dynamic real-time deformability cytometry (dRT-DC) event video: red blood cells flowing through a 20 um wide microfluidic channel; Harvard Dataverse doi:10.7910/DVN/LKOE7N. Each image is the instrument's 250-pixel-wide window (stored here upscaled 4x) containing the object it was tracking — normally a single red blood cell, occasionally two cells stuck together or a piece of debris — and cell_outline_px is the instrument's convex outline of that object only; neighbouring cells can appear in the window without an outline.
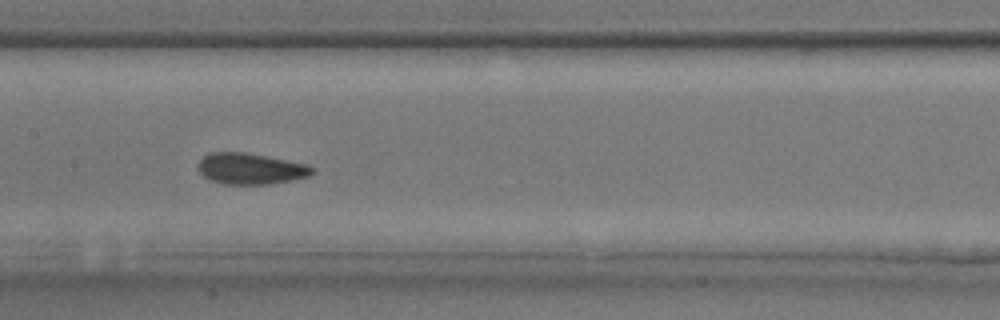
{"species": "common noctule bat (a hibernating species)", "species_latin": "Nyctalus noctula", "temperature_condition": "room temperature", "stored_images_in_passage": 29, "camera_frame_rate_fps": 3000, "um_per_image_px": 0.085, "animal": {"sex": "male", "body_mass_g": 17.9, "forearm_length_mm": 54.2}, "frame": {"image": 1, "passage_image": 13, "time_ms": 4.0, "image_size_px": [1000, 320], "cell_outline_px": [[316, 172], [308, 176], [292, 180], [268, 184], [224, 184], [208, 180], [196, 168], [196, 164], [208, 152], [244, 152], [308, 164], [316, 168]], "centroid_in_image_um": [21.28, 14.34], "position_along_channel_um": 186.1, "area_um2": 20.92}}
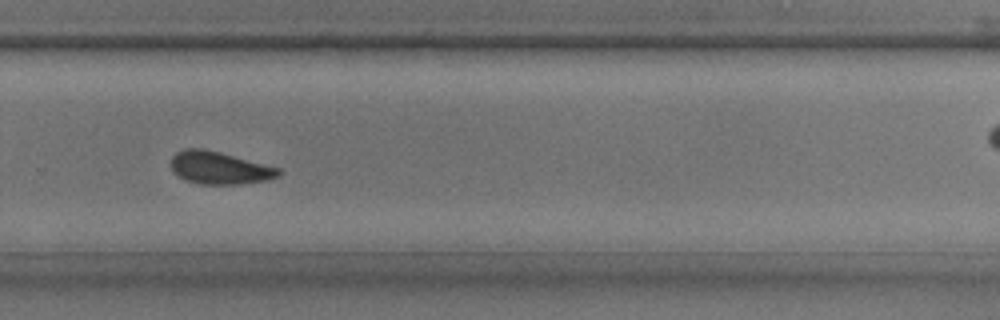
{"frame": {"image": 2, "passage_image": 20, "time_ms": 6.333, "image_size_px": [1000, 320], "cell_outline_px": [[280, 176], [268, 180], [236, 184], [200, 184], [184, 180], [172, 172], [172, 156], [176, 152], [184, 148], [204, 148], [220, 152], [280, 168]], "centroid_in_image_um": [18.63, 14.27], "position_along_channel_um": 311.2, "area_um2": 20.46}}